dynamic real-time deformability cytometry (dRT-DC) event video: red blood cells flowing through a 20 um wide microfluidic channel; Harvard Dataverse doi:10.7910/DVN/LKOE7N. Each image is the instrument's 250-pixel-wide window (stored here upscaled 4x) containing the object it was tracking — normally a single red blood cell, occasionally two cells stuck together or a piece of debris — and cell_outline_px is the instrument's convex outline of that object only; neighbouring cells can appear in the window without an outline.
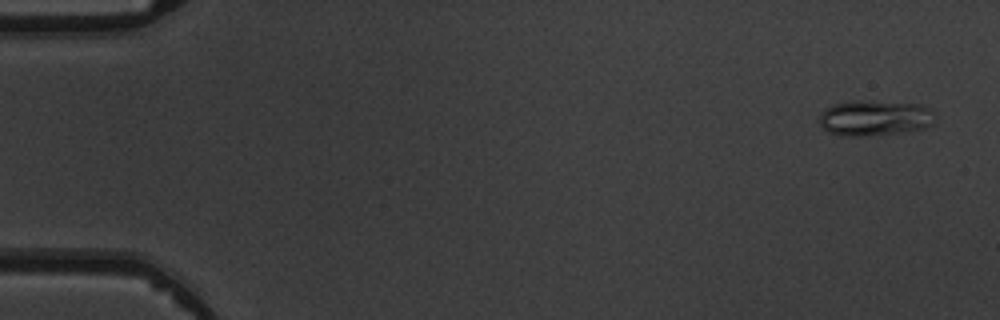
{"species": "common noctule bat (a hibernating species)", "species_latin": "Nyctalus noctula", "temperature_condition": "warm", "stored_images_in_passage": 5, "camera_frame_rate_fps": 3000, "um_per_image_px": 0.085, "animal": {"sex": "male", "body_mass_g": 19.5, "forearm_length_mm": 54.6}, "frame": {"image": 1, "passage_image": 1, "time_ms": 0.0, "image_size_px": [1000, 320], "cell_outline_px": [[936, 112], [932, 124], [924, 128], [896, 132], [864, 136], [840, 136], [828, 132], [816, 120], [828, 108], [836, 104], [852, 100], [864, 100], [920, 104]], "centroid_in_image_um": [74.35, 10.02], "position_along_channel_um": 10.7, "area_um2": 23.87}}
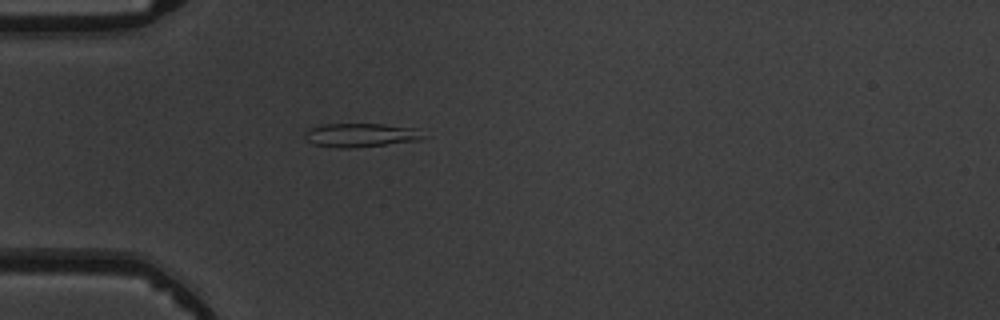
{"frame": {"image": 2, "passage_image": 5, "time_ms": 4.333, "image_size_px": [1000, 320], "cell_outline_px": [[424, 136], [420, 140], [356, 148], [336, 148], [312, 144], [304, 136], [304, 132], [312, 128], [324, 124], [380, 124], [416, 128]], "centroid_in_image_um": [30.64, 11.5], "position_along_channel_um": 54.4, "area_um2": 16.36}}